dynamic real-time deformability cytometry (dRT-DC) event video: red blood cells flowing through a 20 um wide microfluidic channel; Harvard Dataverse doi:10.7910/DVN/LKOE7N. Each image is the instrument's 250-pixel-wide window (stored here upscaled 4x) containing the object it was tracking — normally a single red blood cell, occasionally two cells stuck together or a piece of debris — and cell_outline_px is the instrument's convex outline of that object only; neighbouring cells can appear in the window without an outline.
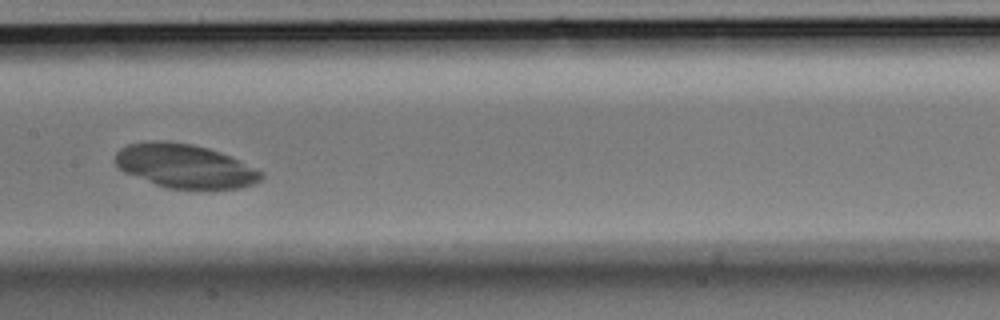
{"species": "Egyptian fruit bat (a non-hibernating species)", "species_latin": "Rousettus aegyptiacus", "temperature_condition": "room temperature", "stored_images_in_passage": 36, "camera_frame_rate_fps": 3000, "um_per_image_px": 0.085, "animal": {"sex": "male"}, "frame": {"image": 1, "passage_image": 21, "time_ms": 6.667, "image_size_px": [1000, 320], "cell_outline_px": [[264, 176], [260, 180], [252, 184], [240, 188], [168, 188], [156, 184], [124, 172], [116, 164], [116, 152], [120, 148], [128, 144], [148, 140], [164, 140], [192, 144], [208, 148], [220, 152], [240, 160], [264, 172]], "centroid_in_image_um": [15.72, 14.09], "position_along_channel_um": 191.7, "area_um2": 37.17}}